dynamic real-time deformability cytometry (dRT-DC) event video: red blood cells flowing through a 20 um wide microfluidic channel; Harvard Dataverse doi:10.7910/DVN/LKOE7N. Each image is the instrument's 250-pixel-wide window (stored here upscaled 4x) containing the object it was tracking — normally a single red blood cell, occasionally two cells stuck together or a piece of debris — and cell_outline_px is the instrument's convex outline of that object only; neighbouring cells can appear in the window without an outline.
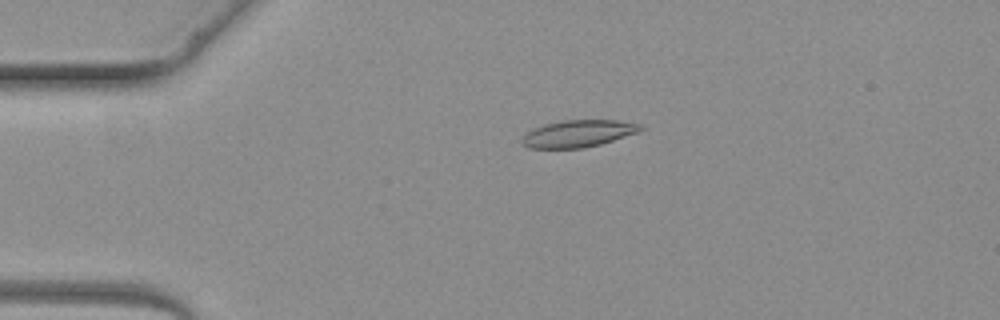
{"species": "common noctule bat (a hibernating species)", "species_latin": "Nyctalus noctula", "temperature_condition": "warm", "stored_images_in_passage": 5, "camera_frame_rate_fps": 3000, "um_per_image_px": 0.085, "animal": {"sex": "female", "body_mass_g": 19.3, "forearm_length_mm": 54.1}, "frame": {"image": 1, "passage_image": 3, "time_ms": 2.333, "image_size_px": [1000, 320], "cell_outline_px": [[644, 128], [640, 132], [600, 144], [584, 148], [528, 148], [520, 140], [532, 128], [544, 124], [564, 120], [616, 120], [640, 124]], "centroid_in_image_um": [49.16, 11.35], "position_along_channel_um": 35.8, "area_um2": 18.67}}
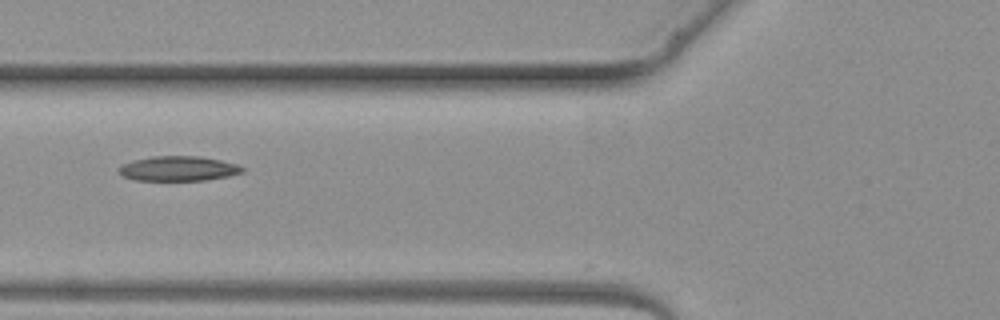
{"frame": {"image": 2, "passage_image": 5, "time_ms": 4.667, "image_size_px": [1000, 320], "cell_outline_px": [[244, 172], [228, 176], [204, 180], [136, 180], [120, 176], [116, 168], [120, 164], [132, 160], [152, 156], [200, 156], [220, 160], [236, 164], [244, 168]], "centroid_in_image_um": [15.08, 14.32], "position_along_channel_um": 110.7, "area_um2": 18.03}}